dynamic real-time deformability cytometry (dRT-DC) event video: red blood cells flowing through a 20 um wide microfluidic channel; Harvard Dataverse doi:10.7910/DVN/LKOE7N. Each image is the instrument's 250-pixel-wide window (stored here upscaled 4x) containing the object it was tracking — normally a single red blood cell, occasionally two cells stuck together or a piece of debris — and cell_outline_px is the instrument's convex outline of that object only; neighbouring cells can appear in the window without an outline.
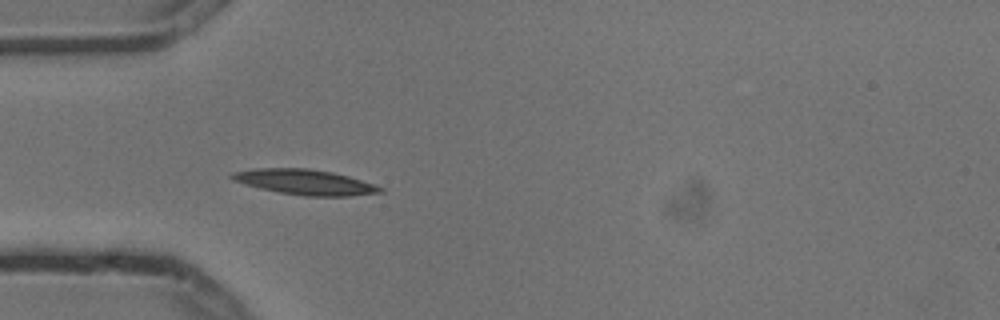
{"species": "common noctule bat (a hibernating species)", "species_latin": "Nyctalus noctula", "temperature_condition": "cold", "stored_images_in_passage": 4, "camera_frame_rate_fps": 3000, "um_per_image_px": 0.085, "animal": {"sex": "male", "body_mass_g": 13.3}, "frame": {"image": 1, "passage_image": 4, "time_ms": 1.0, "image_size_px": [1000, 320], "cell_outline_px": [[384, 192], [352, 196], [304, 196], [280, 192], [260, 188], [244, 184], [232, 180], [228, 176], [232, 172], [256, 168], [308, 168], [332, 172], [348, 176], [376, 184], [384, 188]], "centroid_in_image_um": [25.94, 15.47], "position_along_channel_um": 59.1, "area_um2": 21.96}}